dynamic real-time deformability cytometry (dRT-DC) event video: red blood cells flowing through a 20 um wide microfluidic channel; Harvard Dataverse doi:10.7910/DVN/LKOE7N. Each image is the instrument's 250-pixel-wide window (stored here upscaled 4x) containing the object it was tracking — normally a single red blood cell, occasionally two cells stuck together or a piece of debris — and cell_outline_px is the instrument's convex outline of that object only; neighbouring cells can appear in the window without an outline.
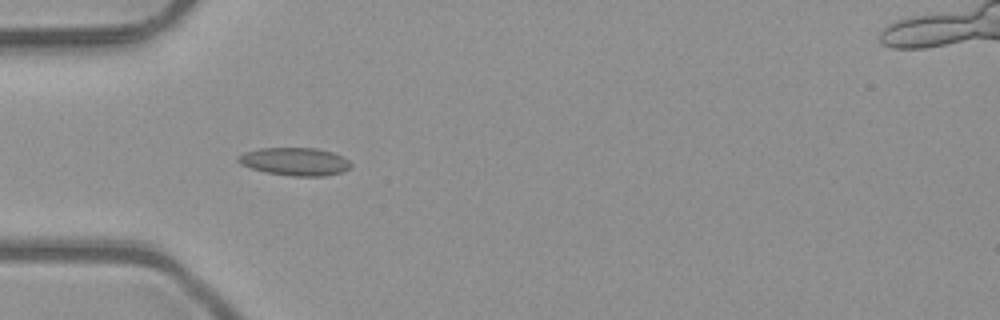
{"species": "common noctule bat (a hibernating species)", "species_latin": "Nyctalus noctula", "temperature_condition": "room temperature", "stored_images_in_passage": 7, "camera_frame_rate_fps": 3000, "um_per_image_px": 0.085, "animal": {"sex": "male", "body_mass_g": 23.1, "forearm_length_mm": 52.7}, "frame": {"image": 1, "passage_image": 4, "time_ms": 1.0, "image_size_px": [1000, 320], "cell_outline_px": [[352, 164], [344, 172], [324, 176], [292, 176], [264, 172], [240, 164], [236, 160], [236, 156], [244, 152], [260, 148], [316, 148], [332, 152], [344, 156]], "centroid_in_image_um": [25.06, 13.73], "position_along_channel_um": 59.9, "area_um2": 18.5}}
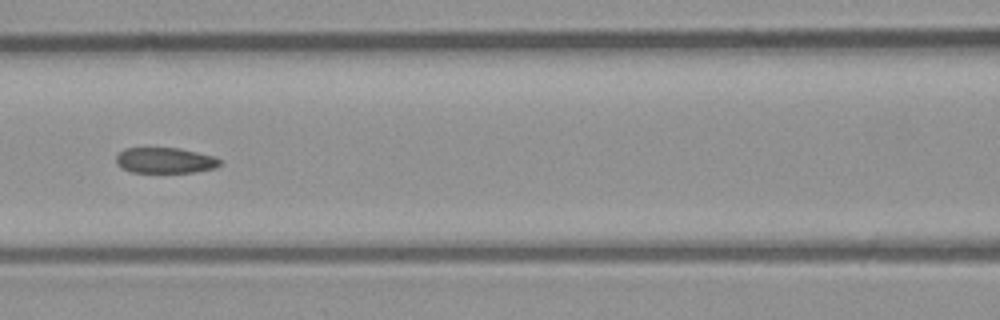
{"frame": {"image": 2, "passage_image": 6, "time_ms": 1.667, "image_size_px": [1000, 320], "cell_outline_px": [[220, 164], [216, 168], [196, 172], [132, 172], [120, 168], [116, 164], [116, 156], [124, 148], [180, 148], [212, 156], [220, 160]], "centroid_in_image_um": [14.0, 13.64], "position_along_channel_um": 152.6, "area_um2": 15.49}}
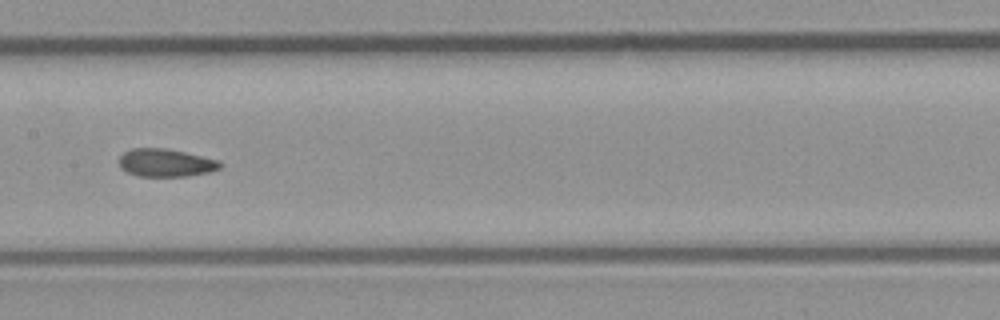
{"frame": {"image": 3, "passage_image": 7, "time_ms": 2.0, "image_size_px": [1000, 320], "cell_outline_px": [[224, 164], [220, 168], [212, 172], [188, 176], [140, 176], [128, 172], [120, 168], [120, 156], [124, 152], [132, 148], [164, 148], [184, 152], [220, 160]], "centroid_in_image_um": [14.14, 13.84], "position_along_channel_um": 193.3, "area_um2": 16.47}}